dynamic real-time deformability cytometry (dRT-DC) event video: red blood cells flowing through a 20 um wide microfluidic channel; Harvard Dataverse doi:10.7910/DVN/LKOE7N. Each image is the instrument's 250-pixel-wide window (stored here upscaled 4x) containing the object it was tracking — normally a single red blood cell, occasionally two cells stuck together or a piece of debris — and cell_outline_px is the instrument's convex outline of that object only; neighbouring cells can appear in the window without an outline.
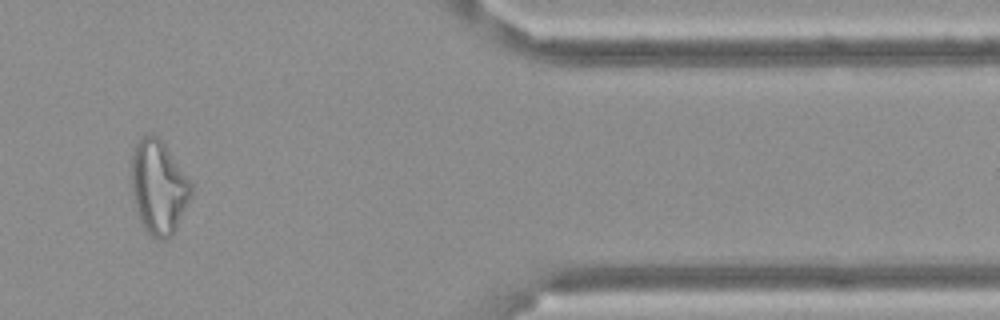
{"species": "Egyptian fruit bat (a non-hibernating species)", "species_latin": "Rousettus aegyptiacus", "temperature_condition": "cold", "stored_images_in_passage": 13, "camera_frame_rate_fps": 3000, "um_per_image_px": 0.085, "frame": {"image": 1, "passage_image": 11, "time_ms": 3.333, "image_size_px": [1000, 320], "cell_outline_px": [[192, 192], [176, 228], [164, 240], [160, 240], [152, 236], [144, 228], [136, 208], [132, 192], [132, 152], [136, 144], [144, 136], [156, 136], [164, 144], [192, 180]], "centroid_in_image_um": [13.49, 15.9], "position_along_channel_um": 397.9, "area_um2": 32.02}}